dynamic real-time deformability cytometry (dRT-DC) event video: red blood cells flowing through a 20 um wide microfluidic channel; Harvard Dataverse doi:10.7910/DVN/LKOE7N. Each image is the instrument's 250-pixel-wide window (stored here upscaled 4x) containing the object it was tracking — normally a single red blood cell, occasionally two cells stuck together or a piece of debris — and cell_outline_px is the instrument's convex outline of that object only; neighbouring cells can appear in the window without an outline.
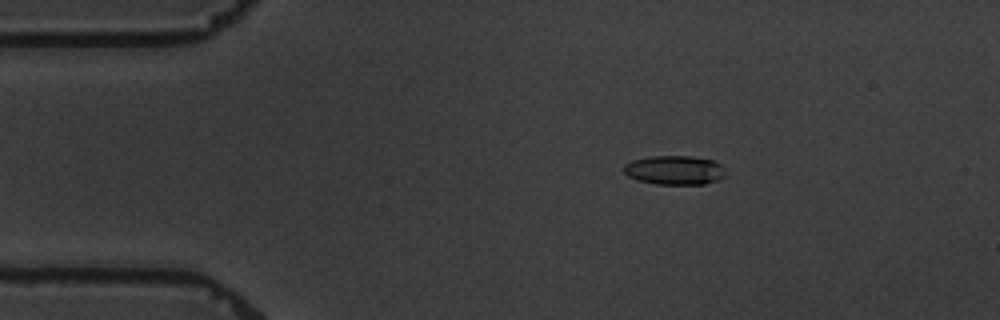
{"species": "common noctule bat (a hibernating species)", "species_latin": "Nyctalus noctula", "temperature_condition": "warm", "stored_images_in_passage": 4, "camera_frame_rate_fps": 3000, "um_per_image_px": 0.085, "animal": {"sex": "male", "body_mass_g": 19.5, "forearm_length_mm": 54.6}, "frame": {"image": 1, "passage_image": 2, "time_ms": 1.0, "image_size_px": [1000, 320], "cell_outline_px": [[724, 176], [716, 180], [704, 184], [656, 184], [636, 180], [628, 176], [624, 172], [624, 164], [632, 160], [648, 156], [692, 156], [712, 160], [720, 164], [724, 172]], "centroid_in_image_um": [57.29, 14.45], "position_along_channel_um": 27.7, "area_um2": 17.22}}
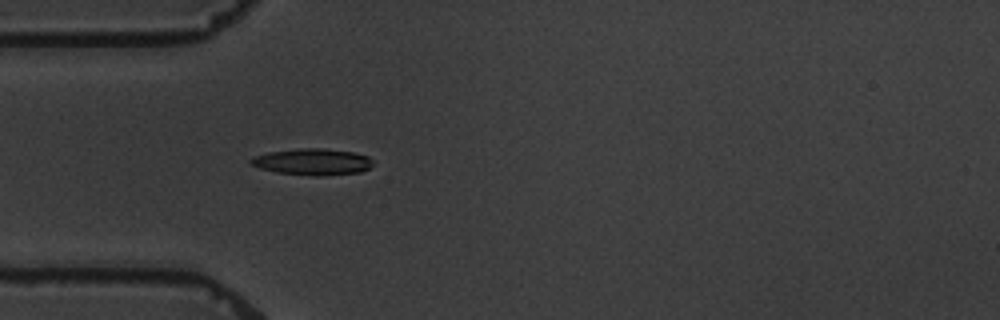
{"frame": {"image": 2, "passage_image": 4, "time_ms": 3.333, "image_size_px": [1000, 320], "cell_outline_px": [[372, 164], [368, 168], [360, 172], [320, 176], [312, 176], [276, 172], [260, 168], [248, 164], [248, 160], [252, 156], [268, 152], [296, 148], [324, 148], [352, 152], [368, 156], [372, 160]], "centroid_in_image_um": [26.5, 13.75], "position_along_channel_um": 58.5, "area_um2": 19.02}}